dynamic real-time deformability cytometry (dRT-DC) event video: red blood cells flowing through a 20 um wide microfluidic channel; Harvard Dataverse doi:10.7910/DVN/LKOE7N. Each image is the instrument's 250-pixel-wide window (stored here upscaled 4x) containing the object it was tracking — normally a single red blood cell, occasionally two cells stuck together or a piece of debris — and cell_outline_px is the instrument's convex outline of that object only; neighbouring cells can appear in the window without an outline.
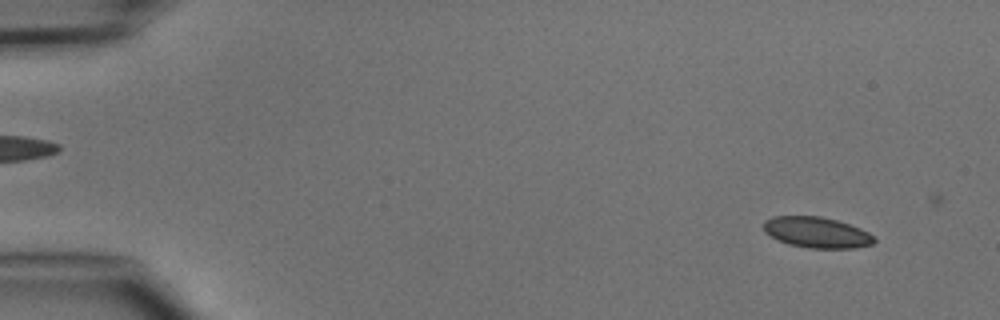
{"species": "common noctule bat (a hibernating species)", "species_latin": "Nyctalus noctula", "temperature_condition": "cold", "stored_images_in_passage": 4, "camera_frame_rate_fps": 3000, "um_per_image_px": 0.085, "animal": {"sex": "male", "body_mass_g": 15.6}, "frame": {"image": 1, "passage_image": 2, "time_ms": 1.333, "image_size_px": [1000, 320], "cell_outline_px": [[876, 240], [872, 244], [856, 248], [808, 248], [788, 244], [764, 232], [764, 220], [772, 216], [820, 216], [836, 220], [860, 228], [868, 232]], "centroid_in_image_um": [69.41, 19.75], "position_along_channel_um": 15.6, "area_um2": 19.77}}